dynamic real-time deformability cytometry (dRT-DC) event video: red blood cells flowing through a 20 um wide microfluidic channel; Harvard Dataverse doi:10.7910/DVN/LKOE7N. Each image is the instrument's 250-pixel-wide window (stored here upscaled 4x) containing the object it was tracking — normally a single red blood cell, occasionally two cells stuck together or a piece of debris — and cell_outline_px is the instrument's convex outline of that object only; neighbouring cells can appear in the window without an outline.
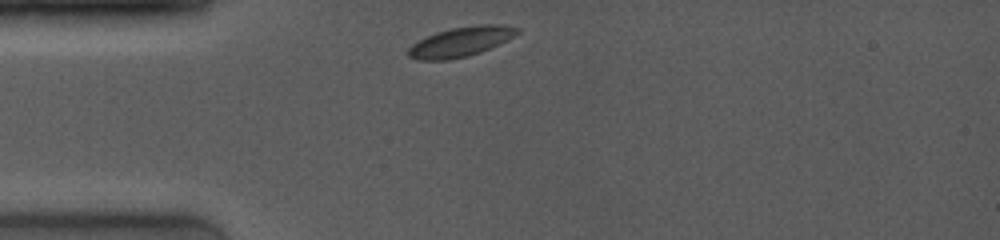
{"species": "common noctule bat (a hibernating species)", "species_latin": "Nyctalus noctula", "temperature_condition": "room temperature", "stored_images_in_passage": 18, "camera_frame_rate_fps": 4000, "um_per_image_px": 0.085, "animal": {"sex": "female", "body_mass_g": 19.0, "forearm_length_mm": 53.3}, "frame": {"image": 1, "passage_image": 1, "time_ms": 0.0, "image_size_px": [1000, 240], "cell_outline_px": [[520, 32], [508, 40], [500, 44], [480, 52], [468, 56], [448, 60], [416, 60], [408, 56], [408, 48], [412, 44], [436, 32], [452, 28], [480, 24], [500, 24], [520, 28]], "centroid_in_image_um": [39.19, 3.55], "position_along_channel_um": 45.8, "area_um2": 18.9}}
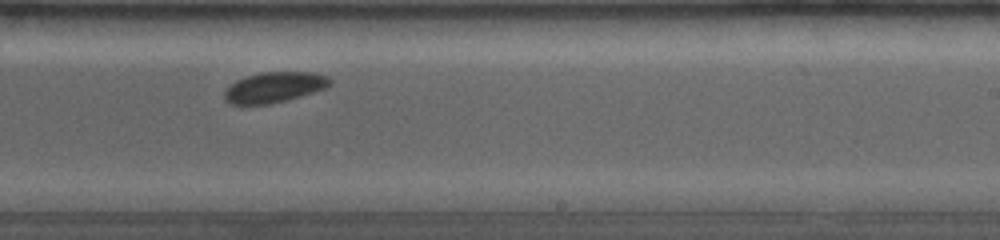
{"frame": {"image": 2, "passage_image": 12, "time_ms": 6.0, "image_size_px": [1000, 240], "cell_outline_px": [[332, 84], [324, 88], [300, 96], [268, 104], [228, 104], [224, 100], [224, 92], [236, 80], [248, 76], [264, 72], [312, 72], [328, 76], [332, 80]], "centroid_in_image_um": [23.32, 7.41], "position_along_channel_um": 265.7, "area_um2": 18.5}}
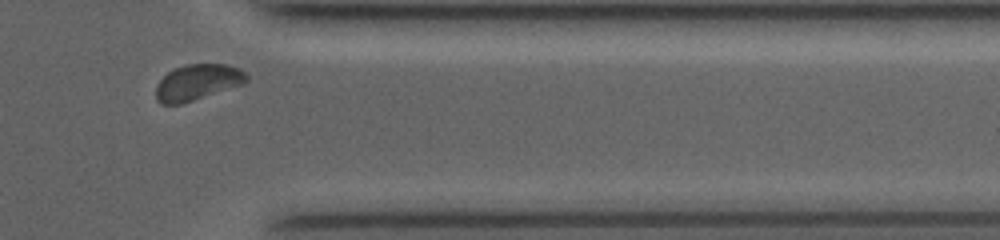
{"frame": {"image": 3, "passage_image": 17, "time_ms": 9.25, "image_size_px": [1000, 240], "cell_outline_px": [[248, 80], [244, 84], [180, 104], [160, 104], [156, 100], [156, 84], [172, 68], [184, 64], [228, 64], [240, 68], [248, 76]], "centroid_in_image_um": [16.78, 6.98], "position_along_channel_um": 394.6, "area_um2": 19.07}, "authors_computed_cell_mechanics": {"area_um2": 18.9584, "velocity_mm_per_s": 3.951, "shape_relaxation_time_tau1_ms": 1.1691, "shape_relaxation_time_tau2_ms": null, "deformation_change_tau1": 0.0364, "deformation_change_tau2": null}}